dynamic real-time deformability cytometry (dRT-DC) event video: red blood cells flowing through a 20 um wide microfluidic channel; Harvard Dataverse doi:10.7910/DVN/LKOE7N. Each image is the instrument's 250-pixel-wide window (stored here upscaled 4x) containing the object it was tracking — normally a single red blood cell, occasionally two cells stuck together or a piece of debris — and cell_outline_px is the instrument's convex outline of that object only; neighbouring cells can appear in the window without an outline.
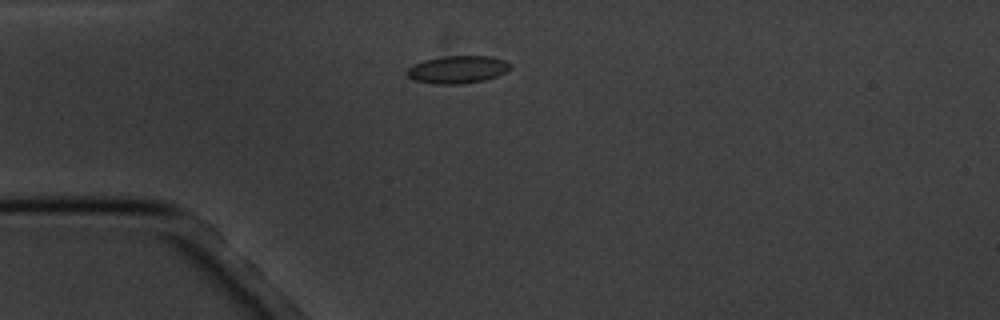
{"species": "common noctule bat (a hibernating species)", "species_latin": "Nyctalus noctula", "temperature_condition": "cold", "stored_images_in_passage": 7, "camera_frame_rate_fps": 3000, "um_per_image_px": 0.085, "animal": {"sex": "male", "body_mass_g": 20.1, "forearm_length_mm": 53.5}, "frame": {"image": 1, "passage_image": 1, "time_ms": 0.0, "image_size_px": [1000, 320], "cell_outline_px": [[512, 68], [496, 76], [484, 80], [456, 84], [432, 84], [416, 80], [408, 76], [404, 72], [412, 64], [424, 60], [440, 56], [492, 56], [504, 60], [512, 64]], "centroid_in_image_um": [38.87, 5.89], "position_along_channel_um": 46.1, "area_um2": 16.7}}
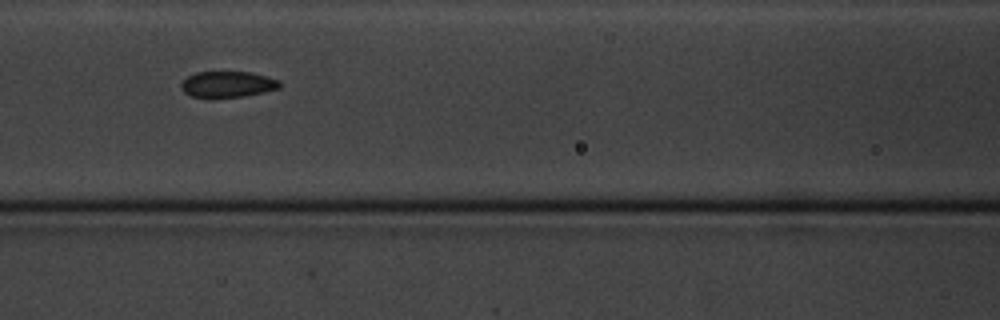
{"frame": {"image": 2, "passage_image": 4, "time_ms": 3.333, "image_size_px": [1000, 320], "cell_outline_px": [[280, 88], [264, 92], [244, 96], [192, 96], [184, 92], [180, 88], [180, 84], [188, 76], [196, 72], [252, 72], [268, 76], [280, 80]], "centroid_in_image_um": [19.38, 7.14], "position_along_channel_um": 147.2, "area_um2": 14.74}}
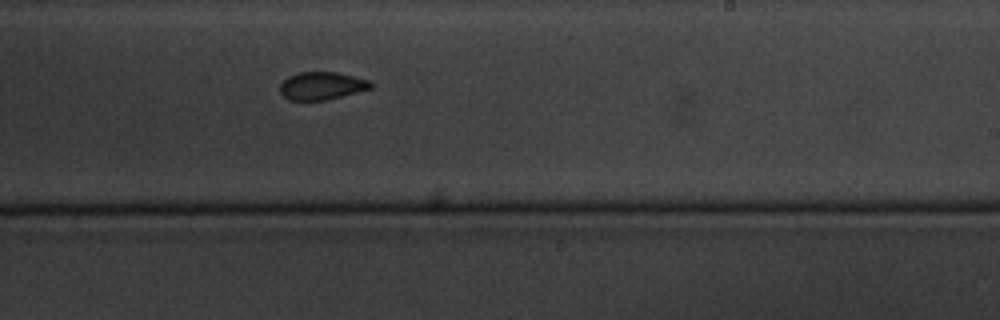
{"frame": {"image": 3, "passage_image": 7, "time_ms": 6.667, "image_size_px": [1000, 320], "cell_outline_px": [[372, 88], [324, 100], [288, 100], [280, 92], [280, 84], [288, 76], [296, 72], [336, 72], [368, 80], [372, 84]], "centroid_in_image_um": [27.3, 7.28], "position_along_channel_um": 261.7, "area_um2": 14.51}}